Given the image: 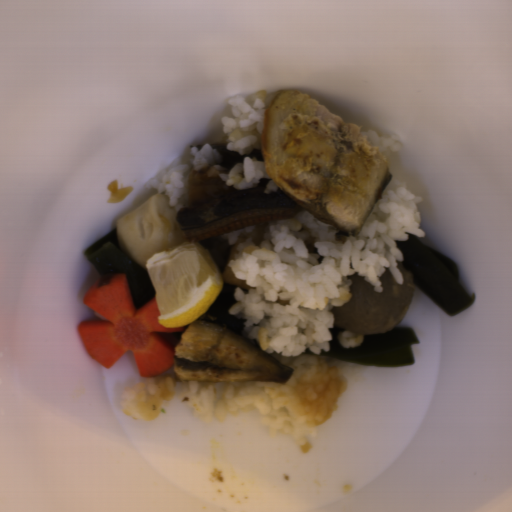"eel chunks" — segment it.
<instances>
[{
  "label": "eel chunks",
  "instance_id": "2",
  "mask_svg": "<svg viewBox=\"0 0 512 512\" xmlns=\"http://www.w3.org/2000/svg\"><path fill=\"white\" fill-rule=\"evenodd\" d=\"M220 155V166L224 170H232L235 165L242 163L244 157L256 158L257 161L265 162L262 150L253 148L249 155H242L236 150L227 149V143H210Z\"/></svg>",
  "mask_w": 512,
  "mask_h": 512
},
{
  "label": "eel chunks",
  "instance_id": "1",
  "mask_svg": "<svg viewBox=\"0 0 512 512\" xmlns=\"http://www.w3.org/2000/svg\"><path fill=\"white\" fill-rule=\"evenodd\" d=\"M269 181L262 177L254 188L235 189L219 176L192 167L186 180L187 202L175 218L184 242L297 217L301 208L279 188L265 192Z\"/></svg>",
  "mask_w": 512,
  "mask_h": 512
}]
</instances>
